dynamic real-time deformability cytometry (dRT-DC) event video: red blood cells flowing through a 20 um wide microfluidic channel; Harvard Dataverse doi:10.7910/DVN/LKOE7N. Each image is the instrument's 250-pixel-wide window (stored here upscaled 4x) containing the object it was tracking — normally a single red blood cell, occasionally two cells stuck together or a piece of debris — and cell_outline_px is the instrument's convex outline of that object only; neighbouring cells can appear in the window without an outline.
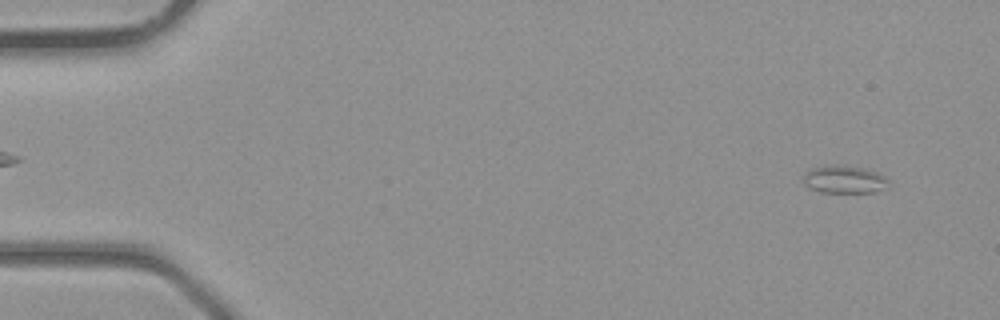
{"species": "common noctule bat (a hibernating species)", "species_latin": "Nyctalus noctula", "temperature_condition": "room temperature", "stored_images_in_passage": 39, "camera_frame_rate_fps": 3000, "um_per_image_px": 0.085, "animal": {"sex": "male", "body_mass_g": 23.1, "forearm_length_mm": 52.7}, "frame": {"image": 1, "passage_image": 2, "time_ms": 0.333, "image_size_px": [1000, 320], "cell_outline_px": [[892, 188], [872, 192], [820, 192], [808, 188], [804, 184], [800, 176], [808, 168], [824, 164], [836, 164], [864, 168], [876, 172], [884, 176], [888, 180]], "centroid_in_image_um": [71.71, 15.24], "position_along_channel_um": 13.3, "area_um2": 14.45}}
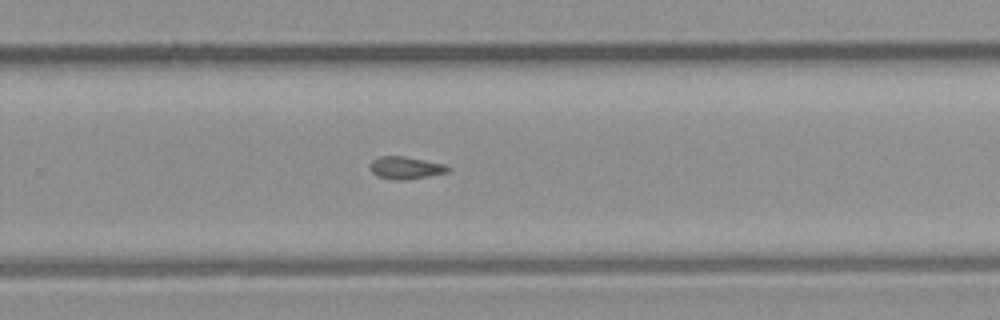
{"frame": {"image": 2, "passage_image": 25, "time_ms": 8.0, "image_size_px": [1000, 320], "cell_outline_px": [[452, 168], [448, 172], [408, 180], [392, 180], [376, 176], [368, 168], [368, 164], [372, 160], [380, 156], [404, 156], [444, 164]], "centroid_in_image_um": [34.44, 14.27], "position_along_channel_um": 295.4, "area_um2": 10.4}}
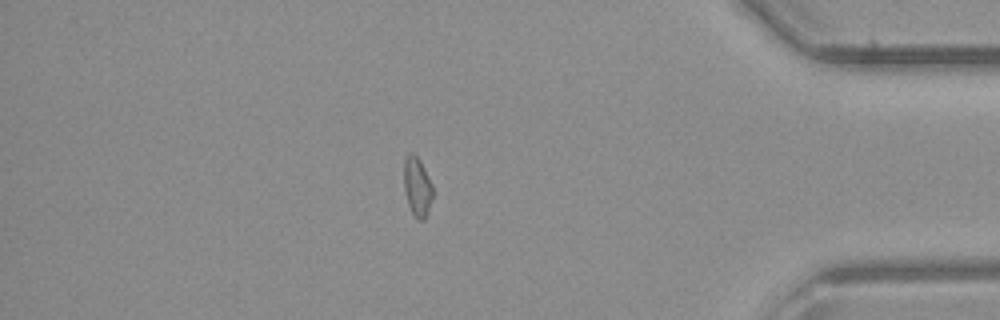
{"frame": {"image": 3, "passage_image": 33, "time_ms": 10.667, "image_size_px": [1000, 320], "cell_outline_px": [[432, 196], [428, 212], [424, 220], [416, 220], [408, 204], [404, 188], [404, 156], [408, 152], [412, 152], [420, 160], [432, 184]], "centroid_in_image_um": [35.45, 15.85], "position_along_channel_um": 399.8, "area_um2": 10.0}}